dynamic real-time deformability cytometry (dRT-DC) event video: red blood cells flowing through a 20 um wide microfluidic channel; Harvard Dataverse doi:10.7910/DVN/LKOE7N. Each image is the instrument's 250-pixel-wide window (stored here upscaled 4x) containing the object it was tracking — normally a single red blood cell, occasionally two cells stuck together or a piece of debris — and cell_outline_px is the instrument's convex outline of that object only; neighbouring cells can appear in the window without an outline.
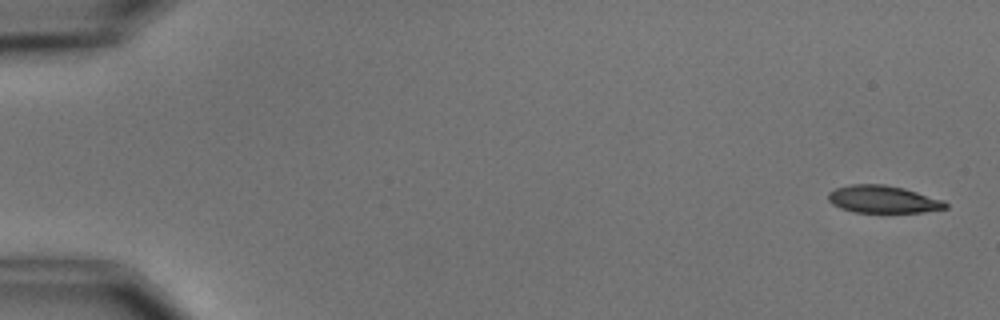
{"species": "common noctule bat (a hibernating species)", "species_latin": "Nyctalus noctula", "temperature_condition": "cold", "stored_images_in_passage": 4, "camera_frame_rate_fps": 3000, "um_per_image_px": 0.085, "animal": {"sex": "male", "body_mass_g": 15.6}, "frame": {"image": 1, "passage_image": 1, "time_ms": 0.0, "image_size_px": [1000, 320], "cell_outline_px": [[948, 208], [924, 212], [856, 212], [840, 208], [832, 204], [828, 200], [828, 192], [836, 188], [852, 184], [884, 184], [904, 188], [944, 200], [948, 204]], "centroid_in_image_um": [75.07, 16.94], "position_along_channel_um": 9.9, "area_um2": 18.79}}